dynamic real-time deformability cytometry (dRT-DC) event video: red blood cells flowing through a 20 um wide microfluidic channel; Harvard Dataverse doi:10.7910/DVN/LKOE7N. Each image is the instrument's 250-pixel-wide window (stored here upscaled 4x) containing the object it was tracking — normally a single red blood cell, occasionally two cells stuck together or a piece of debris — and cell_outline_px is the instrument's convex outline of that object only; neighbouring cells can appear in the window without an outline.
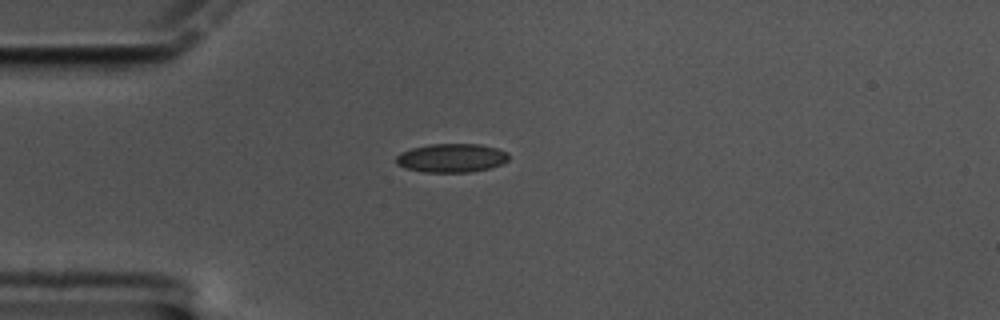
{"species": "common noctule bat (a hibernating species)", "species_latin": "Nyctalus noctula", "temperature_condition": "cold", "stored_images_in_passage": 45, "camera_frame_rate_fps": 3000, "um_per_image_px": 0.085, "animal": {"sex": "male", "body_mass_g": 17.5, "forearm_length_mm": 52.3}, "frame": {"image": 1, "passage_image": 1, "time_ms": 0.0, "image_size_px": [1000, 320], "cell_outline_px": [[508, 160], [500, 164], [488, 168], [468, 172], [424, 172], [404, 168], [396, 164], [396, 156], [400, 152], [412, 148], [428, 144], [480, 144], [496, 148], [508, 152]], "centroid_in_image_um": [38.34, 13.42], "position_along_channel_um": 46.7, "area_um2": 18.84}}
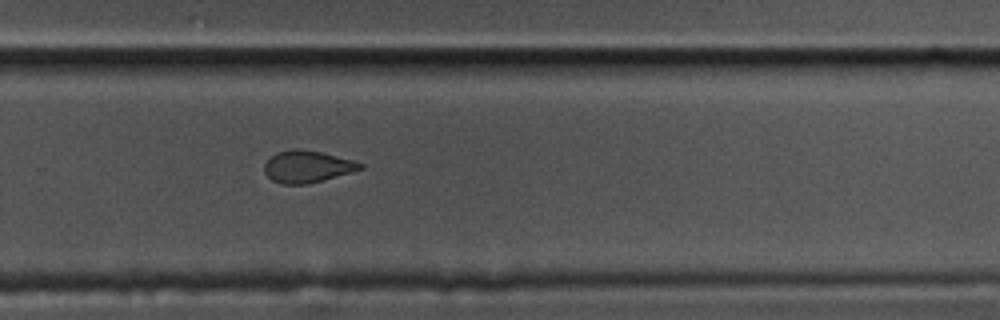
{"frame": {"image": 2, "passage_image": 25, "time_ms": 8.0, "image_size_px": [1000, 320], "cell_outline_px": [[364, 168], [352, 172], [304, 184], [284, 184], [272, 180], [264, 172], [264, 164], [276, 152], [292, 148], [300, 148], [320, 152], [352, 160], [364, 164]], "centroid_in_image_um": [26.09, 14.14], "position_along_channel_um": 303.7, "area_um2": 17.63}}
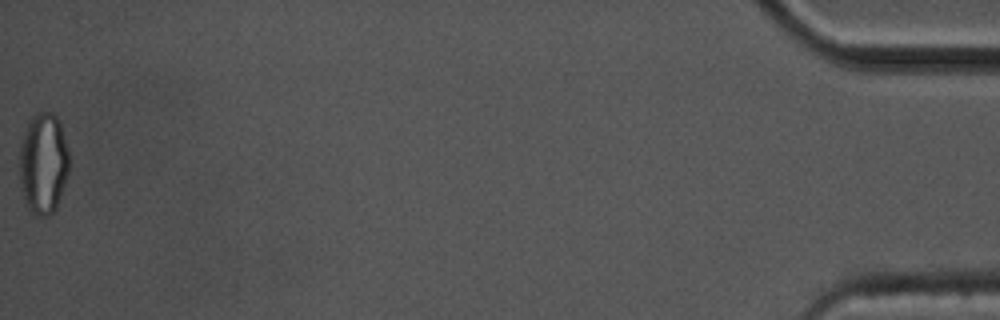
{"frame": {"image": 3, "passage_image": 45, "time_ms": 14.667, "image_size_px": [1000, 320], "cell_outline_px": [[68, 172], [56, 208], [48, 216], [36, 216], [28, 208], [24, 200], [20, 188], [20, 144], [28, 120], [36, 112], [52, 112], [56, 116], [60, 124], [68, 148]], "centroid_in_image_um": [3.66, 13.88], "position_along_channel_um": 431.5, "area_um2": 29.3}, "authors_computed_cell_mechanics": {"area_um2": 18.6694, "velocity_mm_per_s": 3.4007, "shape_relaxation_time_tau1_ms": null, "shape_relaxation_time_tau2_ms": 1.7598, "deformation_change_tau1": null, "deformation_change_tau2": 0.0719}}